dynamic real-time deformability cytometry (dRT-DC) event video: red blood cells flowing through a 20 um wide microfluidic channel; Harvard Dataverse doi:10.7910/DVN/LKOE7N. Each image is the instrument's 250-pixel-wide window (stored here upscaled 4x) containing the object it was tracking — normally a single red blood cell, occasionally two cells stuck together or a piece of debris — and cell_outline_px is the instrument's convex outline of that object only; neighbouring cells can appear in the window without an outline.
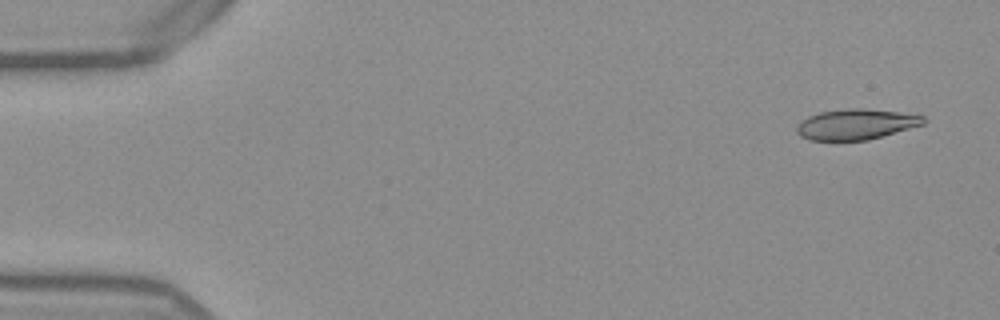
{"species": "Egyptian fruit bat (a non-hibernating species)", "species_latin": "Rousettus aegyptiacus", "temperature_condition": "warm", "stored_images_in_passage": 53, "camera_frame_rate_fps": 3000, "um_per_image_px": 0.085, "frame": {"image": 1, "passage_image": 3, "time_ms": 0.667, "image_size_px": [1000, 320], "cell_outline_px": [[928, 120], [924, 124], [868, 140], [808, 140], [800, 136], [796, 132], [796, 128], [808, 116], [820, 112], [848, 108], [860, 108], [896, 112], [924, 116]], "centroid_in_image_um": [72.76, 10.57], "position_along_channel_um": 12.2, "area_um2": 22.31}}
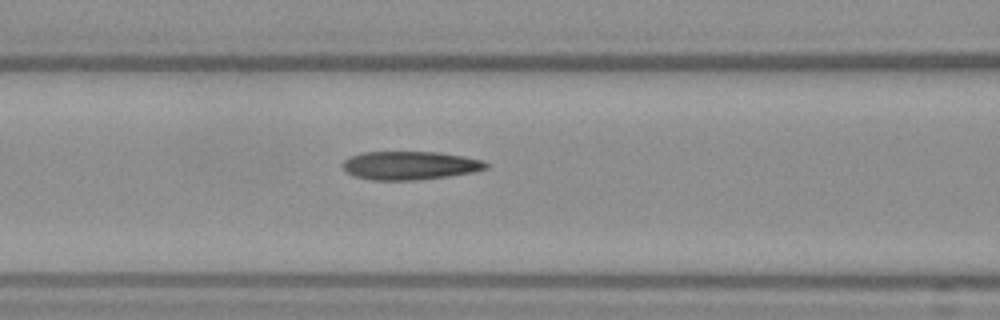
{"frame": {"image": 2, "passage_image": 22, "time_ms": 7.0, "image_size_px": [1000, 320], "cell_outline_px": [[488, 168], [472, 172], [448, 176], [416, 180], [372, 180], [352, 176], [340, 164], [344, 160], [352, 156], [364, 152], [440, 152], [464, 156], [480, 160], [488, 164]], "centroid_in_image_um": [34.82, 14.06], "position_along_channel_um": 131.8, "area_um2": 23.7}}
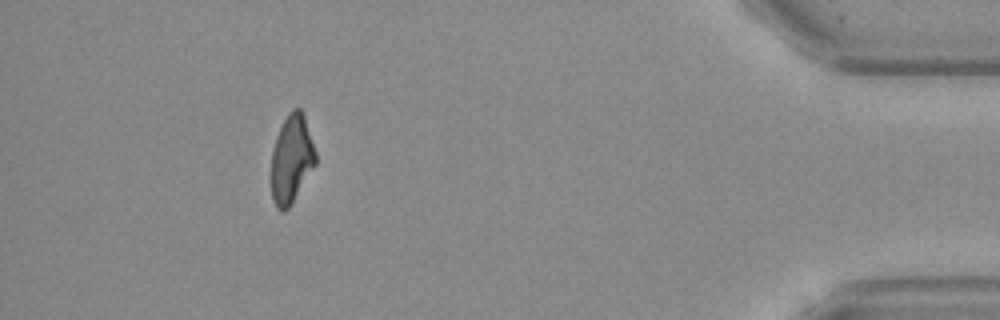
{"frame": {"image": 3, "passage_image": 48, "time_ms": 15.667, "image_size_px": [1000, 320], "cell_outline_px": [[316, 164], [288, 208], [284, 212], [280, 212], [276, 208], [272, 200], [272, 148], [276, 136], [288, 112], [292, 108], [300, 108], [304, 116], [316, 152]], "centroid_in_image_um": [24.77, 13.52], "position_along_channel_um": 410.4, "area_um2": 22.66}, "authors_computed_cell_mechanics": {"area_um2": 23.698, "velocity_mm_per_s": 3.8694, "shape_relaxation_time_tau1_ms": null, "shape_relaxation_time_tau2_ms": 4.128, "deformation_change_tau1": null, "deformation_change_tau2": 0.1283}}